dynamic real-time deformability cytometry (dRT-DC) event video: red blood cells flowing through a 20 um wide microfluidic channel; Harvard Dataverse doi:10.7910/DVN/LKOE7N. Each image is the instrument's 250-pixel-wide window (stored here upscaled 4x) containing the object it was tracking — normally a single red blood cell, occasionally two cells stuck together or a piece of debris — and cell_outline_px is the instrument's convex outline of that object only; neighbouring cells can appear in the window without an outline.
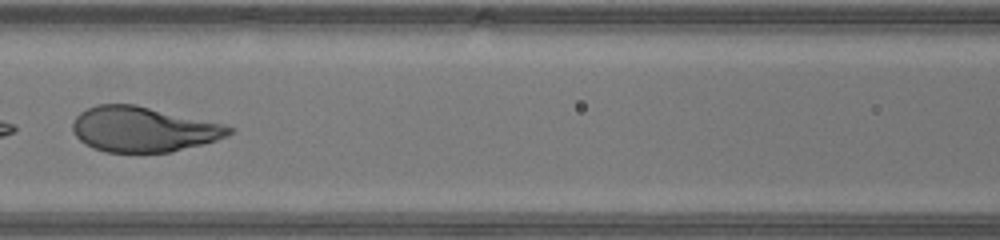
{"species": "human", "species_latin": "Homo sapiens", "temperature_condition": "warm", "stored_images_in_passage": 26, "camera_frame_rate_fps": 3000, "um_per_image_px": 0.085, "donor": {"sex": "male"}, "frame": {"image": 1, "passage_image": 19, "time_ms": 6.0, "image_size_px": [1000, 240], "cell_outline_px": [[236, 128], [228, 136], [216, 140], [172, 152], [104, 152], [92, 148], [84, 144], [72, 132], [72, 124], [76, 116], [80, 112], [96, 104], [136, 104], [220, 124]], "centroid_in_image_um": [12.13, 10.99], "position_along_channel_um": 154.5, "area_um2": 41.04}}